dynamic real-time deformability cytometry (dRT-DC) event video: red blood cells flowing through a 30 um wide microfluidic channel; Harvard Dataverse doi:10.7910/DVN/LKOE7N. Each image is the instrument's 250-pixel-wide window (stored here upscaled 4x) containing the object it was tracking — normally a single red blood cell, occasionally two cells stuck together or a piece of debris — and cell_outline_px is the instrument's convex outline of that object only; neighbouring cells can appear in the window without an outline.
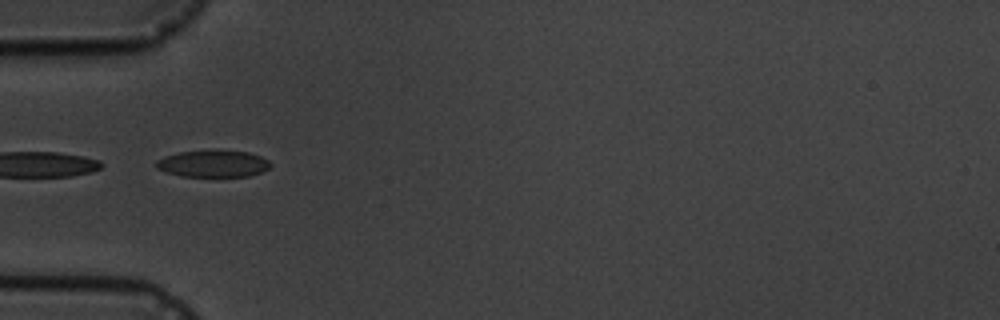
{"species": "common noctule bat (a hibernating species)", "species_latin": "Nyctalus noctula", "temperature_condition": "cold", "stored_images_in_passage": 5, "camera_frame_rate_fps": 3000, "um_per_image_px": 0.085, "animal": {"sex": "male", "body_mass_g": 19.5, "forearm_length_mm": 54.6}, "frame": {"image": 1, "passage_image": 5, "time_ms": 5.333, "image_size_px": [1000, 320], "cell_outline_px": [[272, 164], [268, 168], [260, 172], [248, 176], [180, 176], [156, 168], [156, 160], [164, 156], [180, 152], [212, 148], [220, 148], [248, 152], [260, 156], [268, 160]], "centroid_in_image_um": [18.11, 13.87], "position_along_channel_um": 66.9, "area_um2": 18.32}}